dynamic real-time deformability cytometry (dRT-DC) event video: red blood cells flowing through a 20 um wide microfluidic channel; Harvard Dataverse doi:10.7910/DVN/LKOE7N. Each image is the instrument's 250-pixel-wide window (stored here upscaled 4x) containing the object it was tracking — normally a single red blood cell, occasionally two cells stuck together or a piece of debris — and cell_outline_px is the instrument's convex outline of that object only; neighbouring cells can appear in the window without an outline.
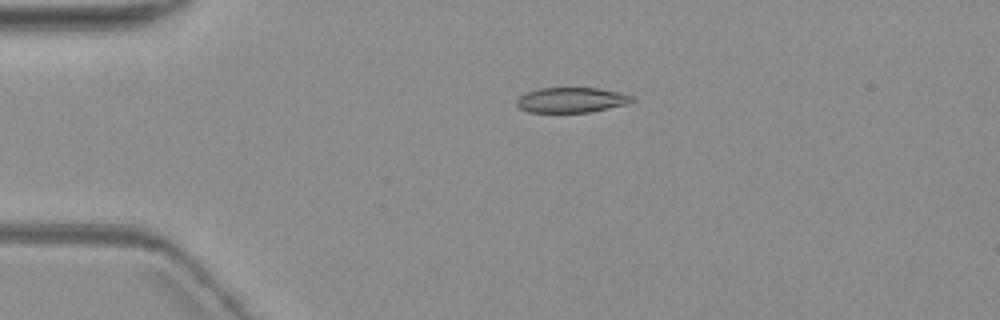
{"species": "common noctule bat (a hibernating species)", "species_latin": "Nyctalus noctula", "temperature_condition": "warm", "stored_images_in_passage": 4, "camera_frame_rate_fps": 3000, "um_per_image_px": 0.085, "animal": {"sex": "female", "body_mass_g": 19.3, "forearm_length_mm": 54.1}, "frame": {"image": 1, "passage_image": 3, "time_ms": 2.333, "image_size_px": [1000, 320], "cell_outline_px": [[636, 100], [628, 104], [588, 112], [528, 112], [520, 108], [516, 104], [516, 100], [520, 96], [528, 92], [540, 88], [600, 88], [620, 92], [636, 96]], "centroid_in_image_um": [48.63, 8.49], "position_along_channel_um": 36.4, "area_um2": 16.99}}